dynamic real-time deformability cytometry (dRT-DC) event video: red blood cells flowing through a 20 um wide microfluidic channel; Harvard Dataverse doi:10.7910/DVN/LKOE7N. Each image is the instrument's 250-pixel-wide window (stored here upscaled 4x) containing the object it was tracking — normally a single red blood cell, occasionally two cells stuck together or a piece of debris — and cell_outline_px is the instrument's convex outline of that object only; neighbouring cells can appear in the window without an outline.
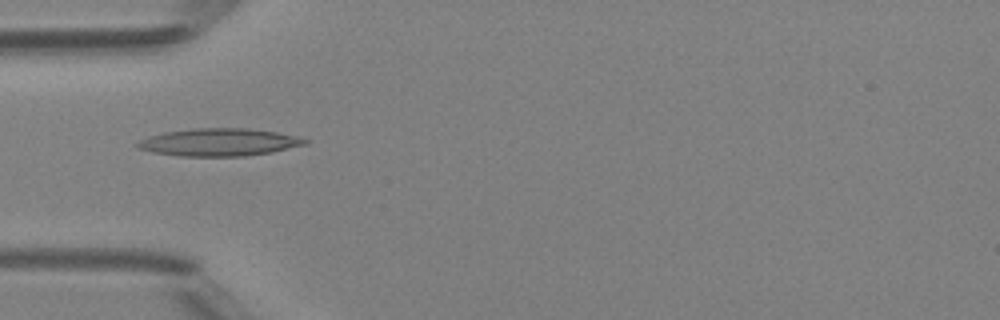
{"species": "Egyptian fruit bat (a non-hibernating species)", "species_latin": "Rousettus aegyptiacus", "temperature_condition": "room temperature", "stored_images_in_passage": 37, "camera_frame_rate_fps": 3000, "um_per_image_px": 0.085, "animal": {"sex": "female"}, "frame": {"image": 1, "passage_image": 4, "time_ms": 1.0, "image_size_px": [1000, 320], "cell_outline_px": [[308, 144], [272, 152], [244, 156], [180, 156], [152, 152], [136, 148], [136, 144], [140, 140], [148, 136], [164, 132], [192, 128], [248, 128], [276, 132], [300, 136], [308, 140]], "centroid_in_image_um": [18.63, 12.08], "position_along_channel_um": 66.4, "area_um2": 27.11}}
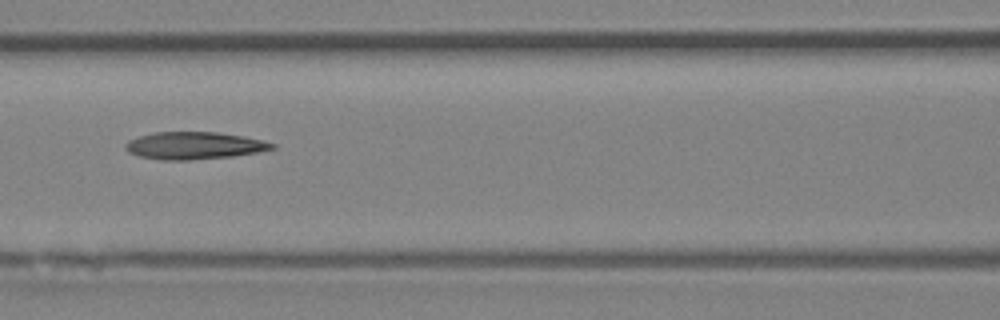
{"frame": {"image": 2, "passage_image": 10, "time_ms": 3.0, "image_size_px": [1000, 320], "cell_outline_px": [[276, 148], [256, 152], [232, 156], [188, 160], [160, 160], [140, 156], [128, 152], [124, 148], [124, 144], [128, 140], [152, 132], [216, 132], [244, 136], [264, 140], [276, 144]], "centroid_in_image_um": [16.49, 12.37], "position_along_channel_um": 150.1, "area_um2": 23.41}}
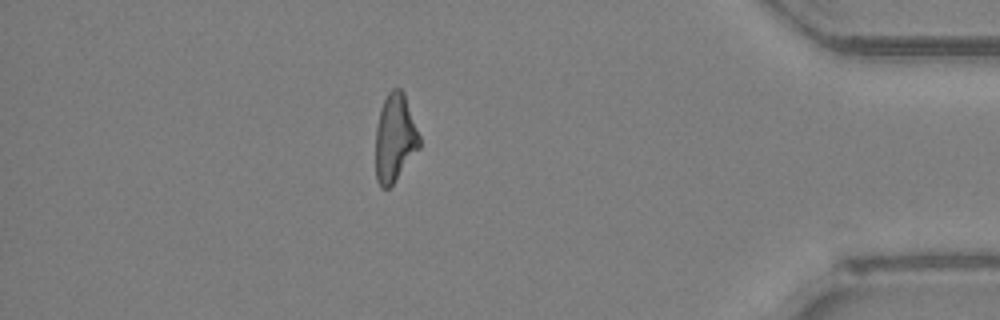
{"frame": {"image": 3, "passage_image": 31, "time_ms": 10.0, "image_size_px": [1000, 320], "cell_outline_px": [[420, 148], [392, 184], [388, 188], [380, 188], [376, 180], [376, 128], [380, 108], [388, 92], [392, 88], [400, 88], [404, 92], [420, 136]], "centroid_in_image_um": [33.56, 11.72], "position_along_channel_um": 401.6, "area_um2": 22.48}, "authors_computed_cell_mechanics": {"area_um2": 23.12, "velocity_mm_per_s": 4.205, "shape_relaxation_time_tau1_ms": 7.4489, "shape_relaxation_time_tau2_ms": 6.3042, "deformation_change_tau1": 0.2306, "deformation_change_tau2": 0.2175}}